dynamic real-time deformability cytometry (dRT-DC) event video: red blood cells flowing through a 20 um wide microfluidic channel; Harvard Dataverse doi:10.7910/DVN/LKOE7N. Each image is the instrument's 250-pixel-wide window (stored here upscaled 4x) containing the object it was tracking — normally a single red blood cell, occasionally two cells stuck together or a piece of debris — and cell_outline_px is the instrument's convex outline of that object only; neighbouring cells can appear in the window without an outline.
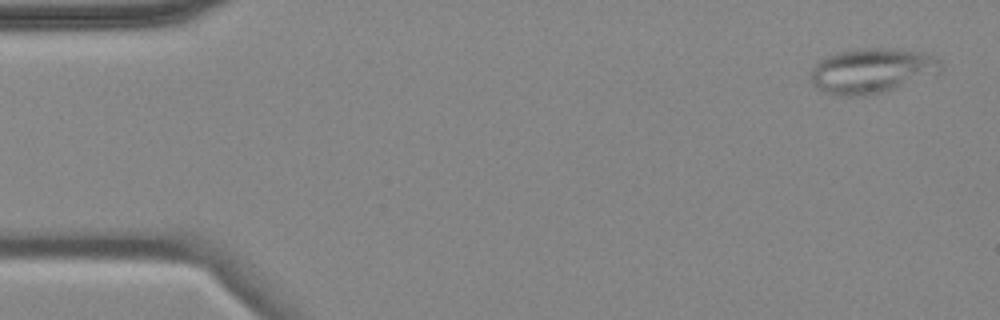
{"species": "common noctule bat (a hibernating species)", "species_latin": "Nyctalus noctula", "temperature_condition": "cold", "stored_images_in_passage": 7, "camera_frame_rate_fps": 3000, "um_per_image_px": 0.085, "animal": {"sex": "female", "body_mass_g": 18.4}, "frame": {"image": 1, "passage_image": 1, "time_ms": 0.0, "image_size_px": [1000, 320], "cell_outline_px": [[940, 72], [880, 92], [860, 96], [840, 96], [816, 88], [812, 84], [812, 68], [820, 60], [836, 52], [868, 48], [896, 48], [924, 52], [936, 56], [940, 60]], "centroid_in_image_um": [74.1, 5.98], "position_along_channel_um": 10.9, "area_um2": 33.52}}